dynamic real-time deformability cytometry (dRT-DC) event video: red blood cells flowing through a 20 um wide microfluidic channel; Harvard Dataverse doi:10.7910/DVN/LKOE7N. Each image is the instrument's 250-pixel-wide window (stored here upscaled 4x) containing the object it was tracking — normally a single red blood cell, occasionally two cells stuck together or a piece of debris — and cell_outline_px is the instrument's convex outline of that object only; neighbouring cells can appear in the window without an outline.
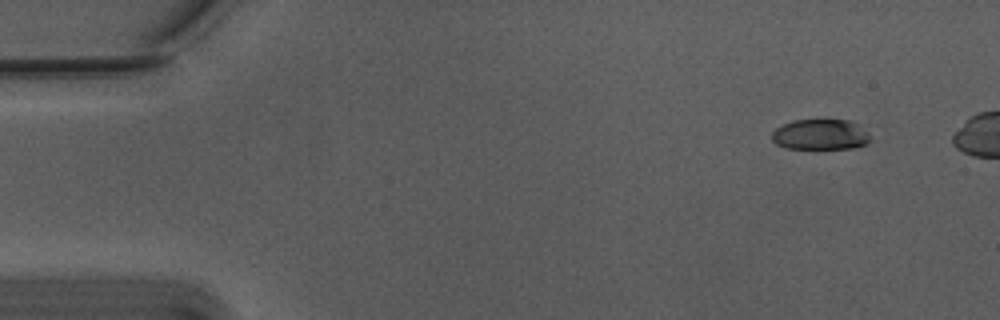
{"species": "Egyptian fruit bat (a non-hibernating species)", "species_latin": "Rousettus aegyptiacus", "temperature_condition": "warm", "stored_images_in_passage": 46, "camera_frame_rate_fps": 3000, "um_per_image_px": 0.085, "animal": {"sex": "male"}, "frame": {"image": 1, "passage_image": 1, "time_ms": 0.0, "image_size_px": [1000, 320], "cell_outline_px": [[872, 140], [868, 144], [852, 148], [784, 148], [776, 144], [772, 140], [772, 132], [776, 128], [792, 120], [824, 116], [852, 120], [868, 132]], "centroid_in_image_um": [69.77, 11.37], "position_along_channel_um": 15.2, "area_um2": 18.5}}
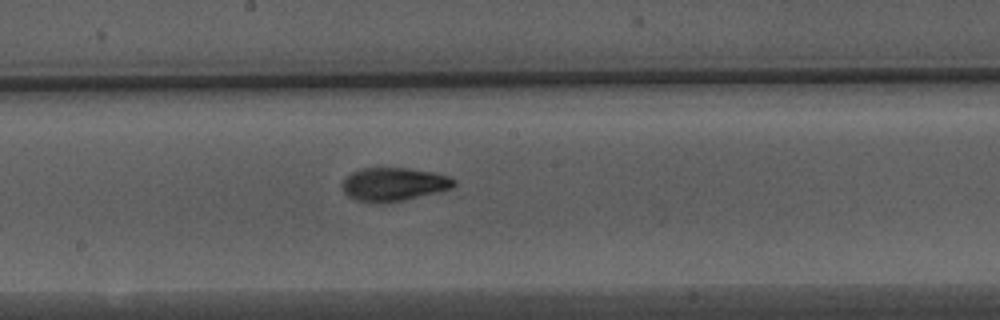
{"frame": {"image": 2, "passage_image": 26, "time_ms": 8.333, "image_size_px": [1000, 320], "cell_outline_px": [[456, 184], [452, 188], [404, 200], [380, 204], [356, 200], [348, 196], [344, 192], [344, 180], [352, 172], [360, 168], [408, 168], [432, 172], [448, 176], [456, 180]], "centroid_in_image_um": [33.48, 15.67], "position_along_channel_um": 214.7, "area_um2": 21.62}}
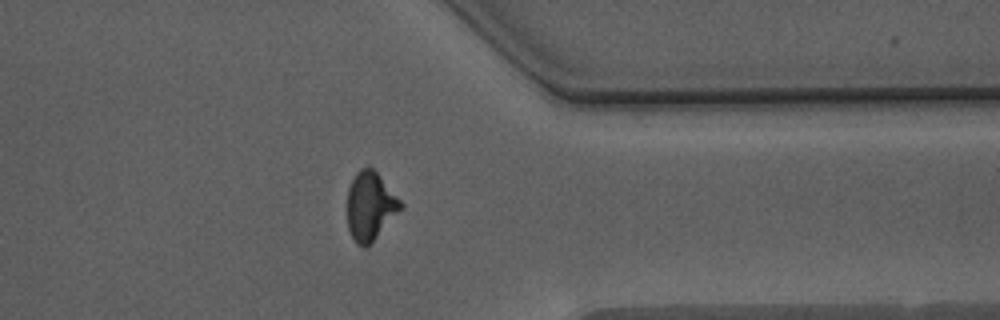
{"frame": {"image": 3, "passage_image": 40, "time_ms": 13.0, "image_size_px": [1000, 320], "cell_outline_px": [[404, 208], [364, 248], [356, 244], [348, 228], [348, 188], [356, 172], [360, 168], [372, 168], [376, 172], [404, 204]], "centroid_in_image_um": [31.48, 17.51], "position_along_channel_um": 379.9, "area_um2": 20.92}, "authors_computed_cell_mechanics": {"area_um2": 20.8369, "velocity_mm_per_s": 3.7394, "shape_relaxation_time_tau1_ms": 4.9793, "shape_relaxation_time_tau2_ms": 2.1032, "deformation_change_tau1": 0.1779, "deformation_change_tau2": 0.0894}}